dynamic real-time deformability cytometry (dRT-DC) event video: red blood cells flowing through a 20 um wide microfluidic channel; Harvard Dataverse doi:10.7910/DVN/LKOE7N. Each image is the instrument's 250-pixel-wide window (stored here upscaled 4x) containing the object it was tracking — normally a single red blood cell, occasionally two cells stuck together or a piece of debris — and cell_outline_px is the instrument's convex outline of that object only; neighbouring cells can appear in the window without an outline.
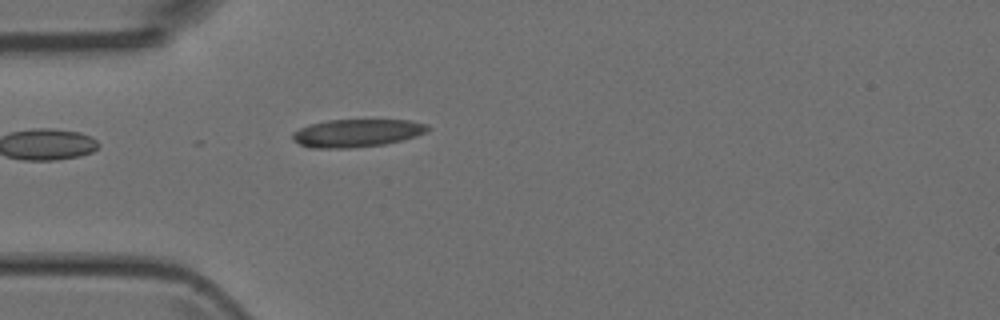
{"species": "Egyptian fruit bat (a non-hibernating species)", "species_latin": "Rousettus aegyptiacus", "temperature_condition": "room temperature", "stored_images_in_passage": 3, "camera_frame_rate_fps": 3000, "um_per_image_px": 0.085, "animal": {"sex": "female"}, "frame": {"image": 1, "passage_image": 3, "time_ms": 2.0, "image_size_px": [1000, 320], "cell_outline_px": [[432, 128], [416, 136], [384, 144], [352, 148], [308, 148], [292, 140], [292, 132], [308, 124], [328, 120], [408, 120], [428, 124]], "centroid_in_image_um": [30.29, 11.31], "position_along_channel_um": 54.7, "area_um2": 22.02}}